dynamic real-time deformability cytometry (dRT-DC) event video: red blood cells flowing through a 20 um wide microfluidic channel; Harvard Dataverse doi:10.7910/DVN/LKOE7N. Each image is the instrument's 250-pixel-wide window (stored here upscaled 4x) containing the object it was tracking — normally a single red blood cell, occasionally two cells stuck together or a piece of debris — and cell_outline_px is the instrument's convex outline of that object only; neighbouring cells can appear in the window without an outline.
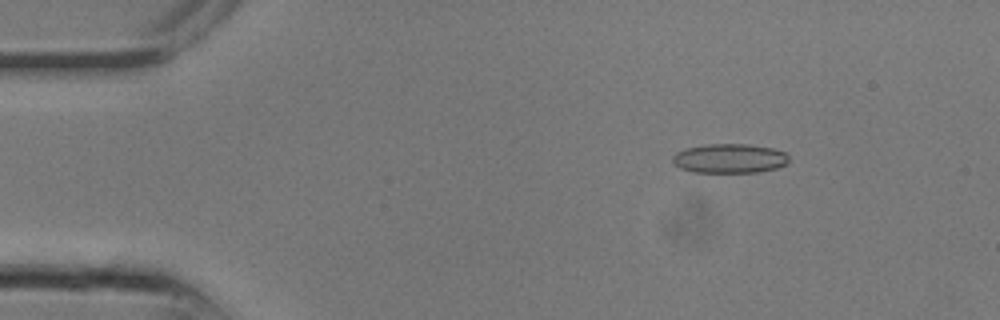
{"species": "common noctule bat (a hibernating species)", "species_latin": "Nyctalus noctula", "temperature_condition": "room temperature", "stored_images_in_passage": 8, "camera_frame_rate_fps": 3000, "um_per_image_px": 0.085, "animal": {"sex": "male", "body_mass_g": 13.3}, "frame": {"image": 1, "passage_image": 4, "time_ms": 1.0, "image_size_px": [1000, 320], "cell_outline_px": [[788, 160], [784, 164], [776, 168], [760, 172], [692, 172], [680, 168], [672, 160], [672, 156], [676, 152], [684, 148], [708, 144], [748, 144], [772, 148], [784, 152], [788, 156]], "centroid_in_image_um": [61.98, 13.46], "position_along_channel_um": 23.0, "area_um2": 19.83}}
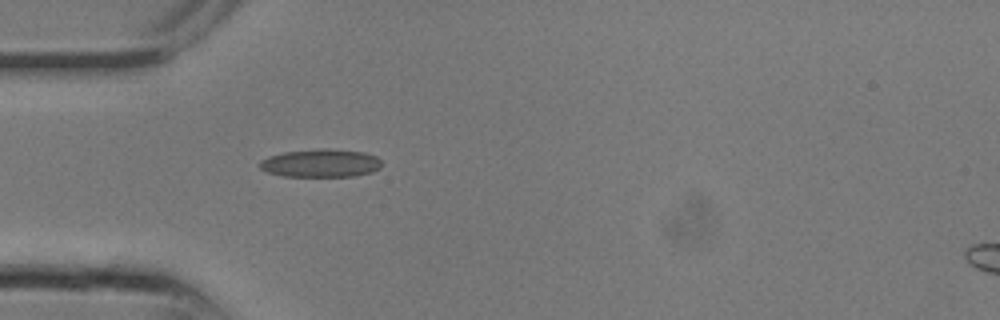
{"frame": {"image": 2, "passage_image": 8, "time_ms": 2.333, "image_size_px": [1000, 320], "cell_outline_px": [[380, 168], [372, 172], [356, 176], [284, 176], [268, 172], [260, 168], [260, 160], [268, 156], [284, 152], [324, 148], [328, 148], [364, 152], [376, 156], [380, 160]], "centroid_in_image_um": [27.27, 13.86], "position_along_channel_um": 57.7, "area_um2": 19.94}}